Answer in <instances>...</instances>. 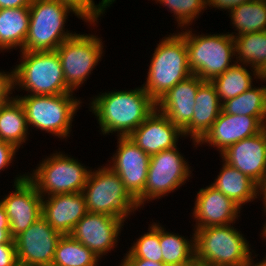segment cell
Wrapping results in <instances>:
<instances>
[{"label": "cell", "mask_w": 266, "mask_h": 266, "mask_svg": "<svg viewBox=\"0 0 266 266\" xmlns=\"http://www.w3.org/2000/svg\"><path fill=\"white\" fill-rule=\"evenodd\" d=\"M265 124L256 116L232 115L223 110L204 136L197 142L216 148L219 155L229 146L244 138L256 135L265 128Z\"/></svg>", "instance_id": "17"}, {"label": "cell", "mask_w": 266, "mask_h": 266, "mask_svg": "<svg viewBox=\"0 0 266 266\" xmlns=\"http://www.w3.org/2000/svg\"><path fill=\"white\" fill-rule=\"evenodd\" d=\"M219 157L259 186L266 179V127L229 146Z\"/></svg>", "instance_id": "18"}, {"label": "cell", "mask_w": 266, "mask_h": 266, "mask_svg": "<svg viewBox=\"0 0 266 266\" xmlns=\"http://www.w3.org/2000/svg\"><path fill=\"white\" fill-rule=\"evenodd\" d=\"M261 82V84H266V66L265 68L260 72V79L258 80ZM264 82V83H262Z\"/></svg>", "instance_id": "47"}, {"label": "cell", "mask_w": 266, "mask_h": 266, "mask_svg": "<svg viewBox=\"0 0 266 266\" xmlns=\"http://www.w3.org/2000/svg\"><path fill=\"white\" fill-rule=\"evenodd\" d=\"M0 266H20L15 243L0 244Z\"/></svg>", "instance_id": "37"}, {"label": "cell", "mask_w": 266, "mask_h": 266, "mask_svg": "<svg viewBox=\"0 0 266 266\" xmlns=\"http://www.w3.org/2000/svg\"><path fill=\"white\" fill-rule=\"evenodd\" d=\"M115 2L116 0H101L102 7L104 8L105 12H107L106 10L113 6L112 4Z\"/></svg>", "instance_id": "45"}, {"label": "cell", "mask_w": 266, "mask_h": 266, "mask_svg": "<svg viewBox=\"0 0 266 266\" xmlns=\"http://www.w3.org/2000/svg\"><path fill=\"white\" fill-rule=\"evenodd\" d=\"M102 165L91 169L82 190L88 212L107 214L126 222L130 215L140 212V207L118 174L108 165Z\"/></svg>", "instance_id": "8"}, {"label": "cell", "mask_w": 266, "mask_h": 266, "mask_svg": "<svg viewBox=\"0 0 266 266\" xmlns=\"http://www.w3.org/2000/svg\"><path fill=\"white\" fill-rule=\"evenodd\" d=\"M87 212L82 192L42 197V217L62 235L70 234Z\"/></svg>", "instance_id": "20"}, {"label": "cell", "mask_w": 266, "mask_h": 266, "mask_svg": "<svg viewBox=\"0 0 266 266\" xmlns=\"http://www.w3.org/2000/svg\"><path fill=\"white\" fill-rule=\"evenodd\" d=\"M235 227L233 223L193 229L195 261L208 266H243L248 262L256 251Z\"/></svg>", "instance_id": "5"}, {"label": "cell", "mask_w": 266, "mask_h": 266, "mask_svg": "<svg viewBox=\"0 0 266 266\" xmlns=\"http://www.w3.org/2000/svg\"><path fill=\"white\" fill-rule=\"evenodd\" d=\"M100 261L95 253L67 234L58 240L51 266H101Z\"/></svg>", "instance_id": "31"}, {"label": "cell", "mask_w": 266, "mask_h": 266, "mask_svg": "<svg viewBox=\"0 0 266 266\" xmlns=\"http://www.w3.org/2000/svg\"><path fill=\"white\" fill-rule=\"evenodd\" d=\"M195 103L192 119L182 129V132L184 139L190 138L192 147L197 149V142L209 130L222 111V103L211 81H204L199 86Z\"/></svg>", "instance_id": "22"}, {"label": "cell", "mask_w": 266, "mask_h": 266, "mask_svg": "<svg viewBox=\"0 0 266 266\" xmlns=\"http://www.w3.org/2000/svg\"><path fill=\"white\" fill-rule=\"evenodd\" d=\"M17 149L12 144L0 140V173L7 169L9 166L12 167L13 163L16 161ZM12 164V165H11Z\"/></svg>", "instance_id": "36"}, {"label": "cell", "mask_w": 266, "mask_h": 266, "mask_svg": "<svg viewBox=\"0 0 266 266\" xmlns=\"http://www.w3.org/2000/svg\"><path fill=\"white\" fill-rule=\"evenodd\" d=\"M203 82L197 75H190L164 94L156 109L182 130L192 119L197 90Z\"/></svg>", "instance_id": "21"}, {"label": "cell", "mask_w": 266, "mask_h": 266, "mask_svg": "<svg viewBox=\"0 0 266 266\" xmlns=\"http://www.w3.org/2000/svg\"><path fill=\"white\" fill-rule=\"evenodd\" d=\"M258 200L262 198V212L264 213V216L266 215V179L259 185V190H258ZM264 206V207H263ZM266 217V216H265Z\"/></svg>", "instance_id": "41"}, {"label": "cell", "mask_w": 266, "mask_h": 266, "mask_svg": "<svg viewBox=\"0 0 266 266\" xmlns=\"http://www.w3.org/2000/svg\"><path fill=\"white\" fill-rule=\"evenodd\" d=\"M232 37L266 31V1L252 0L235 7L229 12ZM236 31V32H235Z\"/></svg>", "instance_id": "28"}, {"label": "cell", "mask_w": 266, "mask_h": 266, "mask_svg": "<svg viewBox=\"0 0 266 266\" xmlns=\"http://www.w3.org/2000/svg\"><path fill=\"white\" fill-rule=\"evenodd\" d=\"M192 29L177 30L185 39L192 74L201 80L211 81L236 63L235 43L230 34H200Z\"/></svg>", "instance_id": "4"}, {"label": "cell", "mask_w": 266, "mask_h": 266, "mask_svg": "<svg viewBox=\"0 0 266 266\" xmlns=\"http://www.w3.org/2000/svg\"><path fill=\"white\" fill-rule=\"evenodd\" d=\"M0 228H10L9 219L7 217L5 208L0 201Z\"/></svg>", "instance_id": "43"}, {"label": "cell", "mask_w": 266, "mask_h": 266, "mask_svg": "<svg viewBox=\"0 0 266 266\" xmlns=\"http://www.w3.org/2000/svg\"><path fill=\"white\" fill-rule=\"evenodd\" d=\"M14 191L0 199L10 223V235L14 239L42 217V196L27 178V173L13 179Z\"/></svg>", "instance_id": "12"}, {"label": "cell", "mask_w": 266, "mask_h": 266, "mask_svg": "<svg viewBox=\"0 0 266 266\" xmlns=\"http://www.w3.org/2000/svg\"><path fill=\"white\" fill-rule=\"evenodd\" d=\"M128 137L149 156L175 148L184 140L182 130L157 109Z\"/></svg>", "instance_id": "19"}, {"label": "cell", "mask_w": 266, "mask_h": 266, "mask_svg": "<svg viewBox=\"0 0 266 266\" xmlns=\"http://www.w3.org/2000/svg\"><path fill=\"white\" fill-rule=\"evenodd\" d=\"M75 92L59 95H15L22 104L29 131H45L53 137L67 139L71 136L72 123L84 101L73 96Z\"/></svg>", "instance_id": "3"}, {"label": "cell", "mask_w": 266, "mask_h": 266, "mask_svg": "<svg viewBox=\"0 0 266 266\" xmlns=\"http://www.w3.org/2000/svg\"><path fill=\"white\" fill-rule=\"evenodd\" d=\"M250 1L252 0H207V10H209V8H215V11L218 9L220 11L224 10L227 11L226 13H229L235 7Z\"/></svg>", "instance_id": "38"}, {"label": "cell", "mask_w": 266, "mask_h": 266, "mask_svg": "<svg viewBox=\"0 0 266 266\" xmlns=\"http://www.w3.org/2000/svg\"><path fill=\"white\" fill-rule=\"evenodd\" d=\"M118 266H163V262H154L141 258H123Z\"/></svg>", "instance_id": "39"}, {"label": "cell", "mask_w": 266, "mask_h": 266, "mask_svg": "<svg viewBox=\"0 0 266 266\" xmlns=\"http://www.w3.org/2000/svg\"><path fill=\"white\" fill-rule=\"evenodd\" d=\"M260 79V73L248 65L235 63L224 73L211 80L221 103L230 98H234L244 91L251 88L257 80ZM255 80V81H254Z\"/></svg>", "instance_id": "25"}, {"label": "cell", "mask_w": 266, "mask_h": 266, "mask_svg": "<svg viewBox=\"0 0 266 266\" xmlns=\"http://www.w3.org/2000/svg\"><path fill=\"white\" fill-rule=\"evenodd\" d=\"M158 42L146 69V81L142 84L155 102L177 83L192 75L185 39L177 30Z\"/></svg>", "instance_id": "2"}, {"label": "cell", "mask_w": 266, "mask_h": 266, "mask_svg": "<svg viewBox=\"0 0 266 266\" xmlns=\"http://www.w3.org/2000/svg\"><path fill=\"white\" fill-rule=\"evenodd\" d=\"M14 65V90L25 95H59L73 92L66 84L57 51L19 52ZM18 89V90H17Z\"/></svg>", "instance_id": "6"}, {"label": "cell", "mask_w": 266, "mask_h": 266, "mask_svg": "<svg viewBox=\"0 0 266 266\" xmlns=\"http://www.w3.org/2000/svg\"><path fill=\"white\" fill-rule=\"evenodd\" d=\"M0 70V106L8 103L14 97V70Z\"/></svg>", "instance_id": "35"}, {"label": "cell", "mask_w": 266, "mask_h": 266, "mask_svg": "<svg viewBox=\"0 0 266 266\" xmlns=\"http://www.w3.org/2000/svg\"><path fill=\"white\" fill-rule=\"evenodd\" d=\"M62 234L39 218L14 238L20 266H51Z\"/></svg>", "instance_id": "15"}, {"label": "cell", "mask_w": 266, "mask_h": 266, "mask_svg": "<svg viewBox=\"0 0 266 266\" xmlns=\"http://www.w3.org/2000/svg\"><path fill=\"white\" fill-rule=\"evenodd\" d=\"M148 232L139 235L137 239L131 243L122 258H141L154 262H163L162 250L160 247V222L148 224Z\"/></svg>", "instance_id": "32"}, {"label": "cell", "mask_w": 266, "mask_h": 266, "mask_svg": "<svg viewBox=\"0 0 266 266\" xmlns=\"http://www.w3.org/2000/svg\"><path fill=\"white\" fill-rule=\"evenodd\" d=\"M32 0H0V9L29 7Z\"/></svg>", "instance_id": "40"}, {"label": "cell", "mask_w": 266, "mask_h": 266, "mask_svg": "<svg viewBox=\"0 0 266 266\" xmlns=\"http://www.w3.org/2000/svg\"><path fill=\"white\" fill-rule=\"evenodd\" d=\"M125 223L107 214L87 212L70 235L102 260L117 248Z\"/></svg>", "instance_id": "13"}, {"label": "cell", "mask_w": 266, "mask_h": 266, "mask_svg": "<svg viewBox=\"0 0 266 266\" xmlns=\"http://www.w3.org/2000/svg\"><path fill=\"white\" fill-rule=\"evenodd\" d=\"M53 152L27 172V178L42 197L82 192L92 168L62 150Z\"/></svg>", "instance_id": "9"}, {"label": "cell", "mask_w": 266, "mask_h": 266, "mask_svg": "<svg viewBox=\"0 0 266 266\" xmlns=\"http://www.w3.org/2000/svg\"><path fill=\"white\" fill-rule=\"evenodd\" d=\"M104 42L93 32L76 33L57 49L67 86L77 92L103 60Z\"/></svg>", "instance_id": "11"}, {"label": "cell", "mask_w": 266, "mask_h": 266, "mask_svg": "<svg viewBox=\"0 0 266 266\" xmlns=\"http://www.w3.org/2000/svg\"><path fill=\"white\" fill-rule=\"evenodd\" d=\"M235 62L248 65L259 73L266 66V31L233 37Z\"/></svg>", "instance_id": "29"}, {"label": "cell", "mask_w": 266, "mask_h": 266, "mask_svg": "<svg viewBox=\"0 0 266 266\" xmlns=\"http://www.w3.org/2000/svg\"><path fill=\"white\" fill-rule=\"evenodd\" d=\"M256 253H254V255L250 258V260L248 262H246L243 266H266V254L265 256L262 258V260L260 259V261H254V258H256L259 254L255 255Z\"/></svg>", "instance_id": "44"}, {"label": "cell", "mask_w": 266, "mask_h": 266, "mask_svg": "<svg viewBox=\"0 0 266 266\" xmlns=\"http://www.w3.org/2000/svg\"><path fill=\"white\" fill-rule=\"evenodd\" d=\"M63 5L73 10L80 18L82 22L86 23L88 27L96 29L101 17L105 16V10L102 7L101 1L96 3L94 0H58ZM100 18V19H99ZM96 26V28H95Z\"/></svg>", "instance_id": "34"}, {"label": "cell", "mask_w": 266, "mask_h": 266, "mask_svg": "<svg viewBox=\"0 0 266 266\" xmlns=\"http://www.w3.org/2000/svg\"><path fill=\"white\" fill-rule=\"evenodd\" d=\"M30 131L27 125L24 108L20 101L13 97L8 103L0 106V140L8 142L17 149L24 148Z\"/></svg>", "instance_id": "26"}, {"label": "cell", "mask_w": 266, "mask_h": 266, "mask_svg": "<svg viewBox=\"0 0 266 266\" xmlns=\"http://www.w3.org/2000/svg\"><path fill=\"white\" fill-rule=\"evenodd\" d=\"M194 200L190 214L195 221L193 229L237 223L242 212L239 205L211 184L200 188Z\"/></svg>", "instance_id": "16"}, {"label": "cell", "mask_w": 266, "mask_h": 266, "mask_svg": "<svg viewBox=\"0 0 266 266\" xmlns=\"http://www.w3.org/2000/svg\"><path fill=\"white\" fill-rule=\"evenodd\" d=\"M158 5H164L174 17L177 29L190 27L207 10V0H152ZM202 14V15H201Z\"/></svg>", "instance_id": "33"}, {"label": "cell", "mask_w": 266, "mask_h": 266, "mask_svg": "<svg viewBox=\"0 0 266 266\" xmlns=\"http://www.w3.org/2000/svg\"><path fill=\"white\" fill-rule=\"evenodd\" d=\"M29 21V7L0 9V53L23 50Z\"/></svg>", "instance_id": "24"}, {"label": "cell", "mask_w": 266, "mask_h": 266, "mask_svg": "<svg viewBox=\"0 0 266 266\" xmlns=\"http://www.w3.org/2000/svg\"><path fill=\"white\" fill-rule=\"evenodd\" d=\"M90 99L88 111L95 116L99 134L104 136L111 133L128 137L156 109V102L142 85L130 90L100 92Z\"/></svg>", "instance_id": "1"}, {"label": "cell", "mask_w": 266, "mask_h": 266, "mask_svg": "<svg viewBox=\"0 0 266 266\" xmlns=\"http://www.w3.org/2000/svg\"><path fill=\"white\" fill-rule=\"evenodd\" d=\"M222 110L232 115L258 117L266 125V85H253L240 95L222 103Z\"/></svg>", "instance_id": "30"}, {"label": "cell", "mask_w": 266, "mask_h": 266, "mask_svg": "<svg viewBox=\"0 0 266 266\" xmlns=\"http://www.w3.org/2000/svg\"><path fill=\"white\" fill-rule=\"evenodd\" d=\"M222 167L210 184L243 208L246 203L258 198L259 186L248 176L223 160Z\"/></svg>", "instance_id": "23"}, {"label": "cell", "mask_w": 266, "mask_h": 266, "mask_svg": "<svg viewBox=\"0 0 266 266\" xmlns=\"http://www.w3.org/2000/svg\"><path fill=\"white\" fill-rule=\"evenodd\" d=\"M15 243L10 235V228H0V244Z\"/></svg>", "instance_id": "42"}, {"label": "cell", "mask_w": 266, "mask_h": 266, "mask_svg": "<svg viewBox=\"0 0 266 266\" xmlns=\"http://www.w3.org/2000/svg\"><path fill=\"white\" fill-rule=\"evenodd\" d=\"M186 237L167 231L160 223V247L163 264L187 266L195 261V232Z\"/></svg>", "instance_id": "27"}, {"label": "cell", "mask_w": 266, "mask_h": 266, "mask_svg": "<svg viewBox=\"0 0 266 266\" xmlns=\"http://www.w3.org/2000/svg\"><path fill=\"white\" fill-rule=\"evenodd\" d=\"M163 266H178V265L163 264Z\"/></svg>", "instance_id": "49"}, {"label": "cell", "mask_w": 266, "mask_h": 266, "mask_svg": "<svg viewBox=\"0 0 266 266\" xmlns=\"http://www.w3.org/2000/svg\"><path fill=\"white\" fill-rule=\"evenodd\" d=\"M180 148L161 151L150 156L146 184L142 194L136 199L138 206L161 199L180 189L192 178V166L181 153ZM143 206V207H142Z\"/></svg>", "instance_id": "10"}, {"label": "cell", "mask_w": 266, "mask_h": 266, "mask_svg": "<svg viewBox=\"0 0 266 266\" xmlns=\"http://www.w3.org/2000/svg\"><path fill=\"white\" fill-rule=\"evenodd\" d=\"M116 143L117 149L106 165L118 174L126 190L136 200L144 191L150 156L129 137H117Z\"/></svg>", "instance_id": "14"}, {"label": "cell", "mask_w": 266, "mask_h": 266, "mask_svg": "<svg viewBox=\"0 0 266 266\" xmlns=\"http://www.w3.org/2000/svg\"><path fill=\"white\" fill-rule=\"evenodd\" d=\"M263 226H261V231H260V237L262 238L261 240L265 241L266 242V219H265V222L262 223Z\"/></svg>", "instance_id": "46"}, {"label": "cell", "mask_w": 266, "mask_h": 266, "mask_svg": "<svg viewBox=\"0 0 266 266\" xmlns=\"http://www.w3.org/2000/svg\"><path fill=\"white\" fill-rule=\"evenodd\" d=\"M29 11V28L21 52L55 51L77 32L65 27L68 16L74 14L81 19L58 0H32Z\"/></svg>", "instance_id": "7"}, {"label": "cell", "mask_w": 266, "mask_h": 266, "mask_svg": "<svg viewBox=\"0 0 266 266\" xmlns=\"http://www.w3.org/2000/svg\"><path fill=\"white\" fill-rule=\"evenodd\" d=\"M187 266H205V264L197 262V261H194L192 264H189Z\"/></svg>", "instance_id": "48"}]
</instances>
